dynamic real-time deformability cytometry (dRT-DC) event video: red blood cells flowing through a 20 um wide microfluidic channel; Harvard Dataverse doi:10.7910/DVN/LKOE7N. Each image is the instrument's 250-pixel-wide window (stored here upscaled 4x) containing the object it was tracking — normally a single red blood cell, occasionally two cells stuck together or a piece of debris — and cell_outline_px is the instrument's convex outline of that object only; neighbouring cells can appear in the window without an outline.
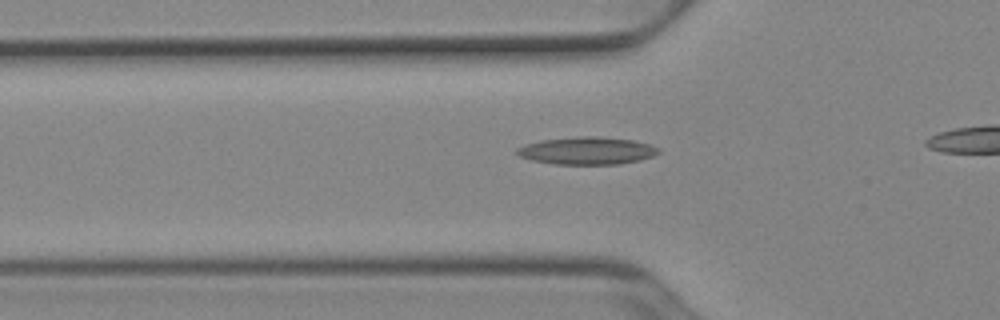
{"species": "Egyptian fruit bat (a non-hibernating species)", "species_latin": "Rousettus aegyptiacus", "temperature_condition": "cold", "stored_images_in_passage": 34, "camera_frame_rate_fps": 3000, "um_per_image_px": 0.085, "animal": {"sex": "female"}, "frame": {"image": 1, "passage_image": 9, "time_ms": 2.667, "image_size_px": [1000, 320], "cell_outline_px": [[660, 152], [652, 156], [640, 160], [620, 164], [552, 164], [532, 160], [520, 156], [516, 152], [516, 148], [524, 144], [540, 140], [580, 136], [600, 136], [632, 140], [648, 144], [660, 148]], "centroid_in_image_um": [49.88, 12.81], "position_along_channel_um": 75.9, "area_um2": 22.77}}
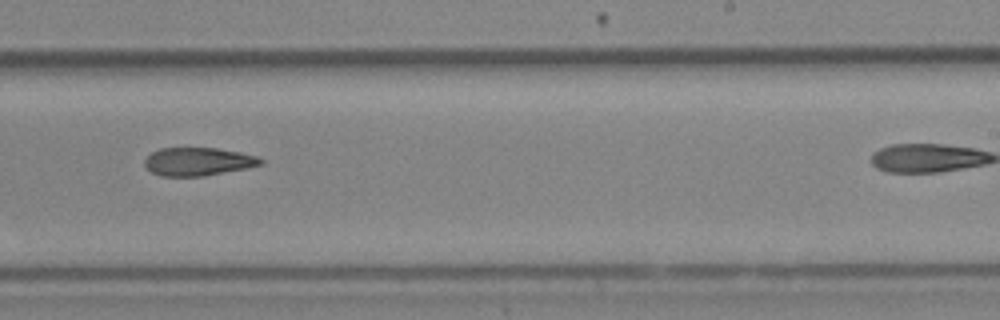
{"frame": {"image": 2, "passage_image": 24, "time_ms": 7.667, "image_size_px": [1000, 320], "cell_outline_px": [[264, 164], [248, 168], [204, 176], [160, 176], [152, 172], [144, 164], [144, 160], [152, 152], [160, 148], [216, 148], [240, 152], [256, 156], [264, 160]], "centroid_in_image_um": [16.86, 13.74], "position_along_channel_um": 272.1, "area_um2": 19.07}}
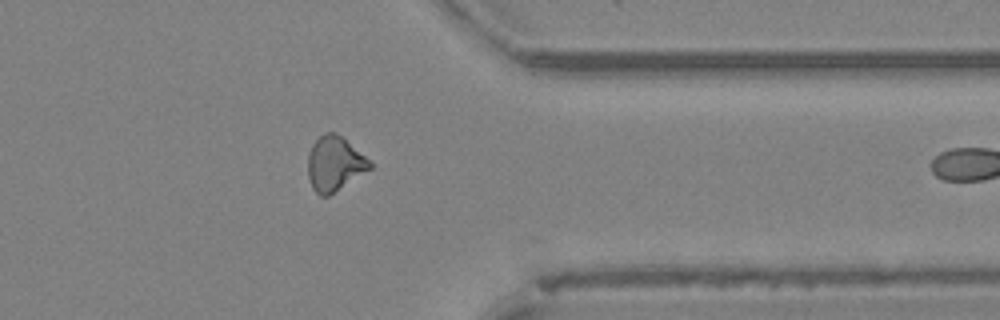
{"frame": {"image": 3, "passage_image": 33, "time_ms": 10.667, "image_size_px": [1000, 320], "cell_outline_px": [[372, 168], [328, 196], [320, 196], [312, 188], [308, 176], [308, 156], [312, 144], [320, 136], [328, 132], [336, 132], [364, 156], [372, 164]], "centroid_in_image_um": [28.41, 13.93], "position_along_channel_um": 383.0, "area_um2": 19.36}}